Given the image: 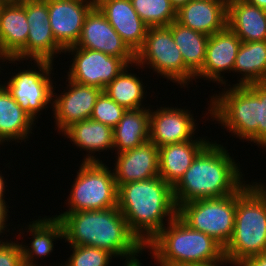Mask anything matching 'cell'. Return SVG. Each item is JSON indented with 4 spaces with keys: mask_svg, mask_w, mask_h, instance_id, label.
<instances>
[{
    "mask_svg": "<svg viewBox=\"0 0 266 266\" xmlns=\"http://www.w3.org/2000/svg\"><path fill=\"white\" fill-rule=\"evenodd\" d=\"M54 217L62 222L64 240L69 245L107 250L115 258H126L124 266H142L137 257L146 251L145 245L130 230L118 206L102 210L59 213Z\"/></svg>",
    "mask_w": 266,
    "mask_h": 266,
    "instance_id": "obj_1",
    "label": "cell"
},
{
    "mask_svg": "<svg viewBox=\"0 0 266 266\" xmlns=\"http://www.w3.org/2000/svg\"><path fill=\"white\" fill-rule=\"evenodd\" d=\"M223 144L211 142L196 156L173 187L177 207L187 202L236 193L247 181Z\"/></svg>",
    "mask_w": 266,
    "mask_h": 266,
    "instance_id": "obj_2",
    "label": "cell"
},
{
    "mask_svg": "<svg viewBox=\"0 0 266 266\" xmlns=\"http://www.w3.org/2000/svg\"><path fill=\"white\" fill-rule=\"evenodd\" d=\"M118 209L144 245L178 215L173 187L160 176L120 185Z\"/></svg>",
    "mask_w": 266,
    "mask_h": 266,
    "instance_id": "obj_3",
    "label": "cell"
},
{
    "mask_svg": "<svg viewBox=\"0 0 266 266\" xmlns=\"http://www.w3.org/2000/svg\"><path fill=\"white\" fill-rule=\"evenodd\" d=\"M266 252V186L245 183L236 192L233 235L224 248V257L236 266Z\"/></svg>",
    "mask_w": 266,
    "mask_h": 266,
    "instance_id": "obj_4",
    "label": "cell"
},
{
    "mask_svg": "<svg viewBox=\"0 0 266 266\" xmlns=\"http://www.w3.org/2000/svg\"><path fill=\"white\" fill-rule=\"evenodd\" d=\"M160 266L222 261L224 248L209 235L188 226L178 215L146 245Z\"/></svg>",
    "mask_w": 266,
    "mask_h": 266,
    "instance_id": "obj_5",
    "label": "cell"
},
{
    "mask_svg": "<svg viewBox=\"0 0 266 266\" xmlns=\"http://www.w3.org/2000/svg\"><path fill=\"white\" fill-rule=\"evenodd\" d=\"M230 86V87H228ZM228 85L210 98L208 112L228 132L241 140L258 144V83ZM227 88V89H226Z\"/></svg>",
    "mask_w": 266,
    "mask_h": 266,
    "instance_id": "obj_6",
    "label": "cell"
},
{
    "mask_svg": "<svg viewBox=\"0 0 266 266\" xmlns=\"http://www.w3.org/2000/svg\"><path fill=\"white\" fill-rule=\"evenodd\" d=\"M102 162H83L66 201L63 213L102 210L118 206V187L113 170Z\"/></svg>",
    "mask_w": 266,
    "mask_h": 266,
    "instance_id": "obj_7",
    "label": "cell"
},
{
    "mask_svg": "<svg viewBox=\"0 0 266 266\" xmlns=\"http://www.w3.org/2000/svg\"><path fill=\"white\" fill-rule=\"evenodd\" d=\"M235 214L236 193L187 202L178 208V216L188 226L209 235L223 248L233 235Z\"/></svg>",
    "mask_w": 266,
    "mask_h": 266,
    "instance_id": "obj_8",
    "label": "cell"
},
{
    "mask_svg": "<svg viewBox=\"0 0 266 266\" xmlns=\"http://www.w3.org/2000/svg\"><path fill=\"white\" fill-rule=\"evenodd\" d=\"M33 62L37 66H33V63L31 66L38 68V71L35 68L22 69L23 71L19 69L18 73L12 72L13 75L9 81H5L3 85L21 109L36 121L39 117L38 114H41L40 111L46 110L50 104L52 106L53 92L56 87H54L51 77L54 64L43 60H34Z\"/></svg>",
    "mask_w": 266,
    "mask_h": 266,
    "instance_id": "obj_9",
    "label": "cell"
},
{
    "mask_svg": "<svg viewBox=\"0 0 266 266\" xmlns=\"http://www.w3.org/2000/svg\"><path fill=\"white\" fill-rule=\"evenodd\" d=\"M135 65L138 69L149 67L157 76L184 87V61L168 26L148 28L144 43L135 54Z\"/></svg>",
    "mask_w": 266,
    "mask_h": 266,
    "instance_id": "obj_10",
    "label": "cell"
},
{
    "mask_svg": "<svg viewBox=\"0 0 266 266\" xmlns=\"http://www.w3.org/2000/svg\"><path fill=\"white\" fill-rule=\"evenodd\" d=\"M72 64L67 77L76 83L104 88L127 66L116 56H111L100 51L71 46L64 50L70 53Z\"/></svg>",
    "mask_w": 266,
    "mask_h": 266,
    "instance_id": "obj_11",
    "label": "cell"
},
{
    "mask_svg": "<svg viewBox=\"0 0 266 266\" xmlns=\"http://www.w3.org/2000/svg\"><path fill=\"white\" fill-rule=\"evenodd\" d=\"M121 58L135 66V53L127 46L105 15L95 5L87 14L76 45Z\"/></svg>",
    "mask_w": 266,
    "mask_h": 266,
    "instance_id": "obj_12",
    "label": "cell"
},
{
    "mask_svg": "<svg viewBox=\"0 0 266 266\" xmlns=\"http://www.w3.org/2000/svg\"><path fill=\"white\" fill-rule=\"evenodd\" d=\"M159 108L155 111L150 109L149 123V140L158 148L189 140H208L207 136L195 139L198 124L188 109L171 106Z\"/></svg>",
    "mask_w": 266,
    "mask_h": 266,
    "instance_id": "obj_13",
    "label": "cell"
},
{
    "mask_svg": "<svg viewBox=\"0 0 266 266\" xmlns=\"http://www.w3.org/2000/svg\"><path fill=\"white\" fill-rule=\"evenodd\" d=\"M66 79L68 84H66V89H63L64 93H53V107H51L53 118H55V128L58 129L59 134L72 124L91 118L97 97L103 91L94 86L83 85Z\"/></svg>",
    "mask_w": 266,
    "mask_h": 266,
    "instance_id": "obj_14",
    "label": "cell"
},
{
    "mask_svg": "<svg viewBox=\"0 0 266 266\" xmlns=\"http://www.w3.org/2000/svg\"><path fill=\"white\" fill-rule=\"evenodd\" d=\"M25 11L29 23L26 43V62L30 59L54 62L64 49L56 42L50 26L48 0H26ZM56 56V57H55Z\"/></svg>",
    "mask_w": 266,
    "mask_h": 266,
    "instance_id": "obj_15",
    "label": "cell"
},
{
    "mask_svg": "<svg viewBox=\"0 0 266 266\" xmlns=\"http://www.w3.org/2000/svg\"><path fill=\"white\" fill-rule=\"evenodd\" d=\"M94 6L95 0H48L53 36L64 50L76 45L85 18Z\"/></svg>",
    "mask_w": 266,
    "mask_h": 266,
    "instance_id": "obj_16",
    "label": "cell"
},
{
    "mask_svg": "<svg viewBox=\"0 0 266 266\" xmlns=\"http://www.w3.org/2000/svg\"><path fill=\"white\" fill-rule=\"evenodd\" d=\"M241 43L240 38L228 26L209 36L204 64L195 80L205 78L204 80L226 86L224 74L233 72Z\"/></svg>",
    "mask_w": 266,
    "mask_h": 266,
    "instance_id": "obj_17",
    "label": "cell"
},
{
    "mask_svg": "<svg viewBox=\"0 0 266 266\" xmlns=\"http://www.w3.org/2000/svg\"><path fill=\"white\" fill-rule=\"evenodd\" d=\"M115 154L116 162L112 170L117 187L159 176V148L150 140Z\"/></svg>",
    "mask_w": 266,
    "mask_h": 266,
    "instance_id": "obj_18",
    "label": "cell"
},
{
    "mask_svg": "<svg viewBox=\"0 0 266 266\" xmlns=\"http://www.w3.org/2000/svg\"><path fill=\"white\" fill-rule=\"evenodd\" d=\"M28 32L25 2L4 4L0 12V52L4 62L25 61Z\"/></svg>",
    "mask_w": 266,
    "mask_h": 266,
    "instance_id": "obj_19",
    "label": "cell"
},
{
    "mask_svg": "<svg viewBox=\"0 0 266 266\" xmlns=\"http://www.w3.org/2000/svg\"><path fill=\"white\" fill-rule=\"evenodd\" d=\"M95 5L136 54L144 43L149 26L138 16L131 0H95Z\"/></svg>",
    "mask_w": 266,
    "mask_h": 266,
    "instance_id": "obj_20",
    "label": "cell"
},
{
    "mask_svg": "<svg viewBox=\"0 0 266 266\" xmlns=\"http://www.w3.org/2000/svg\"><path fill=\"white\" fill-rule=\"evenodd\" d=\"M176 21L211 36L227 26V1L191 0L176 11Z\"/></svg>",
    "mask_w": 266,
    "mask_h": 266,
    "instance_id": "obj_21",
    "label": "cell"
},
{
    "mask_svg": "<svg viewBox=\"0 0 266 266\" xmlns=\"http://www.w3.org/2000/svg\"><path fill=\"white\" fill-rule=\"evenodd\" d=\"M63 135L80 151H87L83 162H102L94 153L114 150L113 128L91 118L72 124Z\"/></svg>",
    "mask_w": 266,
    "mask_h": 266,
    "instance_id": "obj_22",
    "label": "cell"
},
{
    "mask_svg": "<svg viewBox=\"0 0 266 266\" xmlns=\"http://www.w3.org/2000/svg\"><path fill=\"white\" fill-rule=\"evenodd\" d=\"M209 140H189L159 148V176L174 187Z\"/></svg>",
    "mask_w": 266,
    "mask_h": 266,
    "instance_id": "obj_23",
    "label": "cell"
},
{
    "mask_svg": "<svg viewBox=\"0 0 266 266\" xmlns=\"http://www.w3.org/2000/svg\"><path fill=\"white\" fill-rule=\"evenodd\" d=\"M227 26L242 42L266 40V10L245 0H227Z\"/></svg>",
    "mask_w": 266,
    "mask_h": 266,
    "instance_id": "obj_24",
    "label": "cell"
},
{
    "mask_svg": "<svg viewBox=\"0 0 266 266\" xmlns=\"http://www.w3.org/2000/svg\"><path fill=\"white\" fill-rule=\"evenodd\" d=\"M168 27L171 29L174 41L184 61V88L190 84V81L195 80V76L201 71L209 36L194 31L176 20Z\"/></svg>",
    "mask_w": 266,
    "mask_h": 266,
    "instance_id": "obj_25",
    "label": "cell"
},
{
    "mask_svg": "<svg viewBox=\"0 0 266 266\" xmlns=\"http://www.w3.org/2000/svg\"><path fill=\"white\" fill-rule=\"evenodd\" d=\"M33 220L27 225L29 236H33L30 246L21 243L24 266H40L36 260L48 257L54 250L55 240L64 239V229L62 222L56 217L45 216ZM31 233V234H30ZM37 256V257H36Z\"/></svg>",
    "mask_w": 266,
    "mask_h": 266,
    "instance_id": "obj_26",
    "label": "cell"
},
{
    "mask_svg": "<svg viewBox=\"0 0 266 266\" xmlns=\"http://www.w3.org/2000/svg\"><path fill=\"white\" fill-rule=\"evenodd\" d=\"M36 122L24 112L9 91L0 83V142L28 141ZM27 139V140H25ZM21 140V142L19 141Z\"/></svg>",
    "mask_w": 266,
    "mask_h": 266,
    "instance_id": "obj_27",
    "label": "cell"
},
{
    "mask_svg": "<svg viewBox=\"0 0 266 266\" xmlns=\"http://www.w3.org/2000/svg\"><path fill=\"white\" fill-rule=\"evenodd\" d=\"M150 108L126 110L113 128V149L120 153L149 141Z\"/></svg>",
    "mask_w": 266,
    "mask_h": 266,
    "instance_id": "obj_28",
    "label": "cell"
},
{
    "mask_svg": "<svg viewBox=\"0 0 266 266\" xmlns=\"http://www.w3.org/2000/svg\"><path fill=\"white\" fill-rule=\"evenodd\" d=\"M241 75L233 85L246 86L266 82V40L242 42L234 63L233 73Z\"/></svg>",
    "mask_w": 266,
    "mask_h": 266,
    "instance_id": "obj_29",
    "label": "cell"
},
{
    "mask_svg": "<svg viewBox=\"0 0 266 266\" xmlns=\"http://www.w3.org/2000/svg\"><path fill=\"white\" fill-rule=\"evenodd\" d=\"M130 66L127 65L105 88L104 92L113 99L118 105H121L125 110H134L145 108L143 99H145V85L137 77V74L131 73ZM129 69V70H128Z\"/></svg>",
    "mask_w": 266,
    "mask_h": 266,
    "instance_id": "obj_30",
    "label": "cell"
},
{
    "mask_svg": "<svg viewBox=\"0 0 266 266\" xmlns=\"http://www.w3.org/2000/svg\"><path fill=\"white\" fill-rule=\"evenodd\" d=\"M133 8L149 27L168 26L176 20L170 0H131Z\"/></svg>",
    "mask_w": 266,
    "mask_h": 266,
    "instance_id": "obj_31",
    "label": "cell"
},
{
    "mask_svg": "<svg viewBox=\"0 0 266 266\" xmlns=\"http://www.w3.org/2000/svg\"><path fill=\"white\" fill-rule=\"evenodd\" d=\"M72 253L61 266H109L115 258L107 250L90 246L71 245Z\"/></svg>",
    "mask_w": 266,
    "mask_h": 266,
    "instance_id": "obj_32",
    "label": "cell"
},
{
    "mask_svg": "<svg viewBox=\"0 0 266 266\" xmlns=\"http://www.w3.org/2000/svg\"><path fill=\"white\" fill-rule=\"evenodd\" d=\"M126 110L111 99L104 91L97 97L91 119L114 128Z\"/></svg>",
    "mask_w": 266,
    "mask_h": 266,
    "instance_id": "obj_33",
    "label": "cell"
},
{
    "mask_svg": "<svg viewBox=\"0 0 266 266\" xmlns=\"http://www.w3.org/2000/svg\"><path fill=\"white\" fill-rule=\"evenodd\" d=\"M0 266H24L20 242L0 239Z\"/></svg>",
    "mask_w": 266,
    "mask_h": 266,
    "instance_id": "obj_34",
    "label": "cell"
},
{
    "mask_svg": "<svg viewBox=\"0 0 266 266\" xmlns=\"http://www.w3.org/2000/svg\"><path fill=\"white\" fill-rule=\"evenodd\" d=\"M258 147L266 150V82L258 83ZM264 147V148H263Z\"/></svg>",
    "mask_w": 266,
    "mask_h": 266,
    "instance_id": "obj_35",
    "label": "cell"
},
{
    "mask_svg": "<svg viewBox=\"0 0 266 266\" xmlns=\"http://www.w3.org/2000/svg\"><path fill=\"white\" fill-rule=\"evenodd\" d=\"M236 266H266V252L257 256L250 257Z\"/></svg>",
    "mask_w": 266,
    "mask_h": 266,
    "instance_id": "obj_36",
    "label": "cell"
},
{
    "mask_svg": "<svg viewBox=\"0 0 266 266\" xmlns=\"http://www.w3.org/2000/svg\"><path fill=\"white\" fill-rule=\"evenodd\" d=\"M8 212L10 213L8 207H5L0 204V236L2 235V233L4 234L5 231L9 232L10 230L7 228L8 225L6 223V221L8 222V217H10Z\"/></svg>",
    "mask_w": 266,
    "mask_h": 266,
    "instance_id": "obj_37",
    "label": "cell"
},
{
    "mask_svg": "<svg viewBox=\"0 0 266 266\" xmlns=\"http://www.w3.org/2000/svg\"><path fill=\"white\" fill-rule=\"evenodd\" d=\"M5 186L7 187L6 180L2 176V173H0V204L3 205V206H5V207L10 208L9 205L6 204L7 202L5 201V195H4L5 194V191H6L5 190L6 189Z\"/></svg>",
    "mask_w": 266,
    "mask_h": 266,
    "instance_id": "obj_38",
    "label": "cell"
},
{
    "mask_svg": "<svg viewBox=\"0 0 266 266\" xmlns=\"http://www.w3.org/2000/svg\"><path fill=\"white\" fill-rule=\"evenodd\" d=\"M230 265L231 263L224 258L222 261H217L215 263H208V264H183V265H178V266H222V265Z\"/></svg>",
    "mask_w": 266,
    "mask_h": 266,
    "instance_id": "obj_39",
    "label": "cell"
},
{
    "mask_svg": "<svg viewBox=\"0 0 266 266\" xmlns=\"http://www.w3.org/2000/svg\"><path fill=\"white\" fill-rule=\"evenodd\" d=\"M189 1L191 0H170L171 5L176 9V11L183 5H186Z\"/></svg>",
    "mask_w": 266,
    "mask_h": 266,
    "instance_id": "obj_40",
    "label": "cell"
},
{
    "mask_svg": "<svg viewBox=\"0 0 266 266\" xmlns=\"http://www.w3.org/2000/svg\"><path fill=\"white\" fill-rule=\"evenodd\" d=\"M246 2L256 5L257 7H260L261 9L266 10V0H245Z\"/></svg>",
    "mask_w": 266,
    "mask_h": 266,
    "instance_id": "obj_41",
    "label": "cell"
},
{
    "mask_svg": "<svg viewBox=\"0 0 266 266\" xmlns=\"http://www.w3.org/2000/svg\"><path fill=\"white\" fill-rule=\"evenodd\" d=\"M3 4H22L26 0H0Z\"/></svg>",
    "mask_w": 266,
    "mask_h": 266,
    "instance_id": "obj_42",
    "label": "cell"
},
{
    "mask_svg": "<svg viewBox=\"0 0 266 266\" xmlns=\"http://www.w3.org/2000/svg\"><path fill=\"white\" fill-rule=\"evenodd\" d=\"M196 1H208V2H214V1H227V0H196Z\"/></svg>",
    "mask_w": 266,
    "mask_h": 266,
    "instance_id": "obj_43",
    "label": "cell"
},
{
    "mask_svg": "<svg viewBox=\"0 0 266 266\" xmlns=\"http://www.w3.org/2000/svg\"><path fill=\"white\" fill-rule=\"evenodd\" d=\"M0 60H2L0 62H4V60H5V57L1 54V52H0ZM0 68H1V66H0ZM0 72H2V71L0 70Z\"/></svg>",
    "mask_w": 266,
    "mask_h": 266,
    "instance_id": "obj_44",
    "label": "cell"
},
{
    "mask_svg": "<svg viewBox=\"0 0 266 266\" xmlns=\"http://www.w3.org/2000/svg\"><path fill=\"white\" fill-rule=\"evenodd\" d=\"M3 5L4 4L0 1V12H1V9H2Z\"/></svg>",
    "mask_w": 266,
    "mask_h": 266,
    "instance_id": "obj_45",
    "label": "cell"
}]
</instances>
